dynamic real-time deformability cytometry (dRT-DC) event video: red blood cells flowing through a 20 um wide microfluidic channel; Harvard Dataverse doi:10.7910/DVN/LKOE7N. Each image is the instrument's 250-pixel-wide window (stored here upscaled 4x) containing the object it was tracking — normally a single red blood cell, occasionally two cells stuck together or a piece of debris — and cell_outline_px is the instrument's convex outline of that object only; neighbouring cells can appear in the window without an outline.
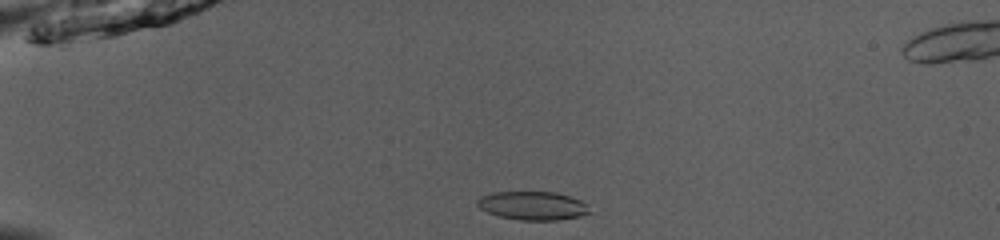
{"species": "common noctule bat (a hibernating species)", "species_latin": "Nyctalus noctula", "temperature_condition": "room temperature", "stored_images_in_passage": 41, "camera_frame_rate_fps": 3000, "um_per_image_px": 0.085, "animal": {"sex": "male", "body_mass_g": 13.0, "forearm_length_mm": 53.1}, "frame": {"image": 1, "passage_image": 3, "time_ms": 0.667, "image_size_px": [1000, 240], "cell_outline_px": [[592, 212], [580, 216], [556, 220], [520, 220], [500, 216], [488, 212], [480, 208], [476, 204], [476, 200], [492, 192], [556, 192], [580, 200], [588, 204]], "centroid_in_image_um": [45.31, 17.48], "position_along_channel_um": 39.7, "area_um2": 18.61}}
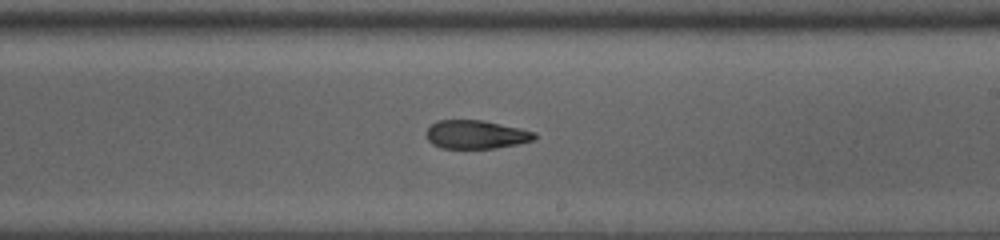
{"frame": {"image": 2, "passage_image": 22, "time_ms": 7.0, "image_size_px": [1000, 240], "cell_outline_px": [[536, 136], [532, 140], [520, 144], [496, 148], [440, 148], [432, 144], [428, 140], [428, 128], [436, 120], [484, 120], [520, 128], [536, 132]], "centroid_in_image_um": [40.48, 11.43], "position_along_channel_um": 248.5, "area_um2": 17.98}}
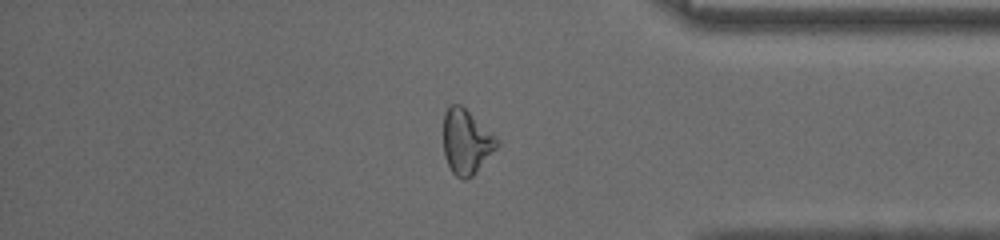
{"frame": {"image": 3, "passage_image": 34, "time_ms": 11.0, "image_size_px": [1000, 240], "cell_outline_px": [[500, 144], [476, 172], [468, 180], [464, 180], [456, 176], [452, 172], [444, 156], [444, 112], [448, 104], [460, 104], [496, 136]], "centroid_in_image_um": [39.62, 12.05], "position_along_channel_um": 395.6, "area_um2": 20.17}, "authors_computed_cell_mechanics": {"area_um2": 19.1318, "velocity_mm_per_s": 3.9837, "shape_relaxation_time_tau1_ms": null, "shape_relaxation_time_tau2_ms": 2.2309, "deformation_change_tau1": null, "deformation_change_tau2": 0.0926}}